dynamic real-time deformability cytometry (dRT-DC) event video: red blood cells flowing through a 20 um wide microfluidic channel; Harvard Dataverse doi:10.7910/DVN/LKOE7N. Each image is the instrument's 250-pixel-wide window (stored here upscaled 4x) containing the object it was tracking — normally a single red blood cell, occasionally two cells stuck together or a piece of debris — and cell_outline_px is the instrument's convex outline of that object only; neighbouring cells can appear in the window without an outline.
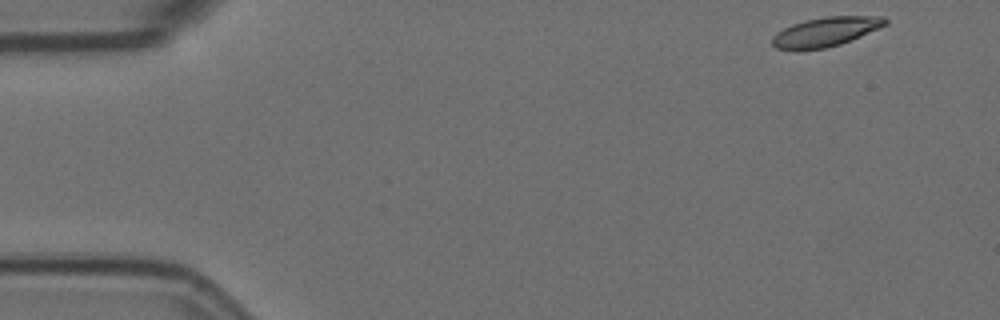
{"species": "Egyptian fruit bat (a non-hibernating species)", "species_latin": "Rousettus aegyptiacus", "temperature_condition": "room temperature", "stored_images_in_passage": 54, "camera_frame_rate_fps": 3000, "um_per_image_px": 0.085, "animal": {"sex": "female"}, "frame": {"image": 1, "passage_image": 1, "time_ms": 0.0, "image_size_px": [1000, 320], "cell_outline_px": [[888, 24], [880, 28], [840, 44], [824, 48], [776, 48], [772, 44], [772, 36], [776, 32], [792, 24], [804, 20], [828, 16], [884, 16], [888, 20]], "centroid_in_image_um": [70.23, 2.66], "position_along_channel_um": 14.8, "area_um2": 18.96}}
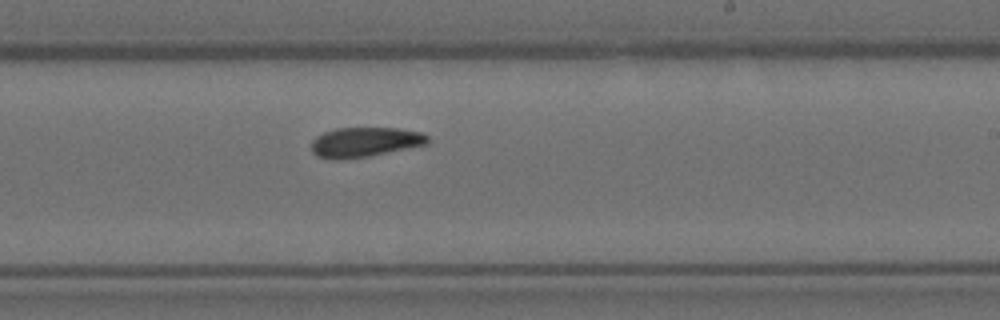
{"frame": {"image": 2, "passage_image": 31, "time_ms": 10.0, "image_size_px": [1000, 320], "cell_outline_px": [[428, 144], [368, 156], [340, 160], [332, 160], [316, 156], [312, 152], [312, 140], [316, 136], [324, 132], [336, 128], [400, 128], [424, 132], [428, 136]], "centroid_in_image_um": [31.01, 12.08], "position_along_channel_um": 258.0, "area_um2": 20.35}}
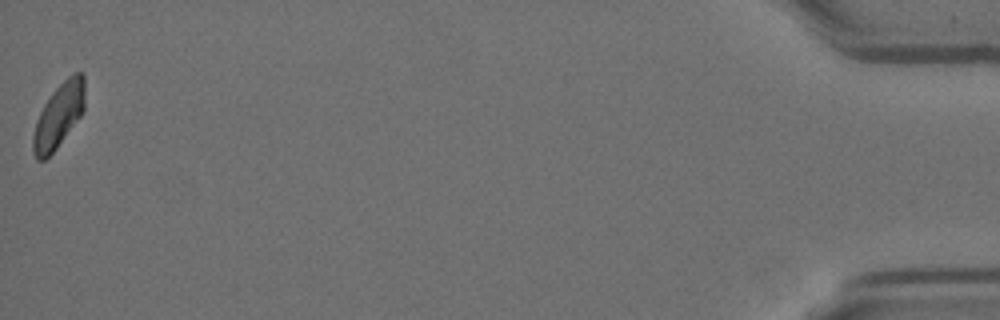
{"frame": {"image": 3, "passage_image": 54, "time_ms": 17.667, "image_size_px": [1000, 320], "cell_outline_px": [[84, 108], [80, 116], [56, 148], [44, 160], [36, 160], [32, 152], [32, 136], [36, 120], [44, 104], [52, 92], [68, 76], [76, 72], [84, 72]], "centroid_in_image_um": [4.96, 9.82], "position_along_channel_um": 430.2, "area_um2": 19.25}, "authors_computed_cell_mechanics": {"area_um2": 20.1722, "velocity_mm_per_s": 3.5324, "shape_relaxation_time_tau1_ms": 9.0888, "shape_relaxation_time_tau2_ms": 3.3489, "deformation_change_tau1": 0.1888, "deformation_change_tau2": 0.0783}}